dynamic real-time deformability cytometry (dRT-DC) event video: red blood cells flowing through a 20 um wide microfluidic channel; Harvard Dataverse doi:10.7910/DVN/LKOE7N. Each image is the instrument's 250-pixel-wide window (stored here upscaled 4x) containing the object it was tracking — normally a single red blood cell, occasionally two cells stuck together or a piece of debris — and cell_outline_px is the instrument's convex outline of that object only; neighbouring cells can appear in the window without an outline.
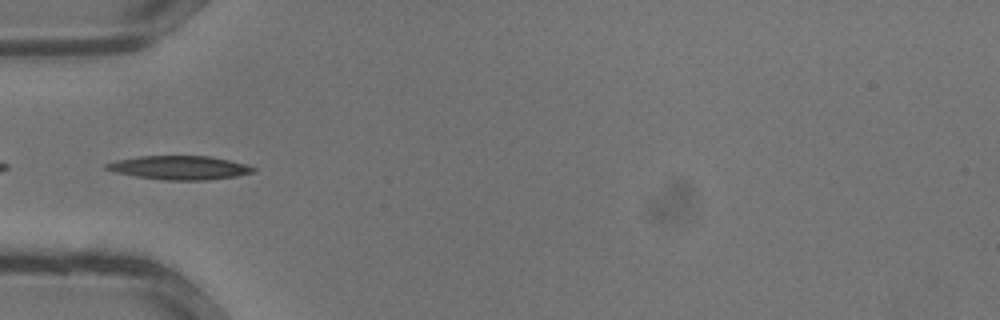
{"species": "common noctule bat (a hibernating species)", "species_latin": "Nyctalus noctula", "temperature_condition": "warm", "stored_images_in_passage": 35, "segment_of_instrument_passage": [2, 2], "camera_frame_rate_fps": 3000, "um_per_image_px": 0.085, "animal": {"sex": "male", "body_mass_g": 13.3}, "frame": {"image": 1, "passage_image": 12, "time_ms": 3.667, "image_size_px": [1000, 320], "cell_outline_px": [[256, 172], [236, 176], [208, 180], [164, 180], [136, 176], [116, 172], [104, 168], [104, 164], [116, 160], [140, 156], [212, 156], [244, 164], [256, 168]], "centroid_in_image_um": [15.26, 14.25], "position_along_channel_um": 69.7, "area_um2": 20.29}}
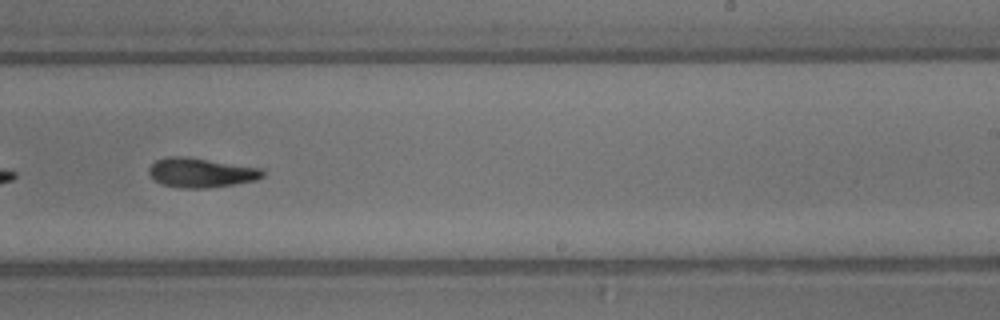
{"frame": {"image": 2, "passage_image": 22, "time_ms": 7.0, "image_size_px": [1000, 320], "cell_outline_px": [[264, 176], [256, 180], [208, 188], [180, 188], [164, 184], [156, 180], [148, 172], [148, 168], [156, 160], [168, 156], [184, 156], [260, 168], [264, 172]], "centroid_in_image_um": [17.07, 14.67], "position_along_channel_um": 271.9, "area_um2": 19.25}}
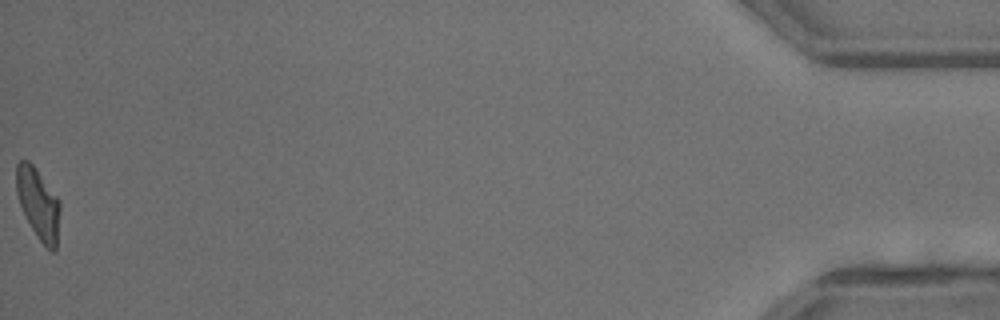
{"frame": {"image": 3, "passage_image": 35, "time_ms": 11.333, "image_size_px": [1000, 320], "cell_outline_px": [[60, 208], [56, 248], [52, 252], [36, 236], [20, 204], [16, 192], [16, 164], [20, 160], [28, 160], [36, 168], [60, 200]], "centroid_in_image_um": [3.25, 17.27], "position_along_channel_um": 431.9, "area_um2": 17.86}}